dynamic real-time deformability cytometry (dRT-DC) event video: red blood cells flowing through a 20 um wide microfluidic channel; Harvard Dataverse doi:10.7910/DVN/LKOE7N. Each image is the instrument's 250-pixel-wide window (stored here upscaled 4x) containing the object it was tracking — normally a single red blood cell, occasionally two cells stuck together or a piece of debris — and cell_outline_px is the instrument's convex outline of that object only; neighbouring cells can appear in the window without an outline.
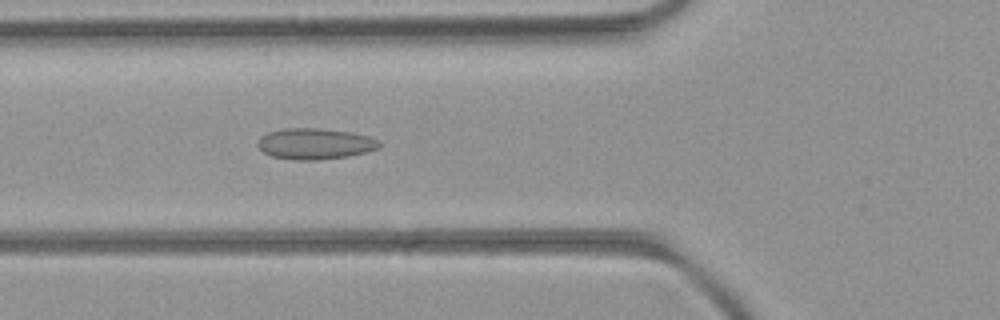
{"species": "common noctule bat (a hibernating species)", "species_latin": "Nyctalus noctula", "temperature_condition": "room temperature", "stored_images_in_passage": 52, "camera_frame_rate_fps": 3000, "um_per_image_px": 0.085, "animal": {"sex": "female", "body_mass_g": 21.9}, "frame": {"image": 1, "passage_image": 19, "time_ms": 6.0, "image_size_px": [1000, 320], "cell_outline_px": [[380, 148], [368, 152], [348, 156], [316, 160], [292, 160], [272, 156], [264, 152], [256, 144], [260, 136], [268, 132], [288, 128], [316, 128], [352, 132], [368, 136], [380, 140]], "centroid_in_image_um": [26.79, 12.22], "position_along_channel_um": 99.0, "area_um2": 22.08}}
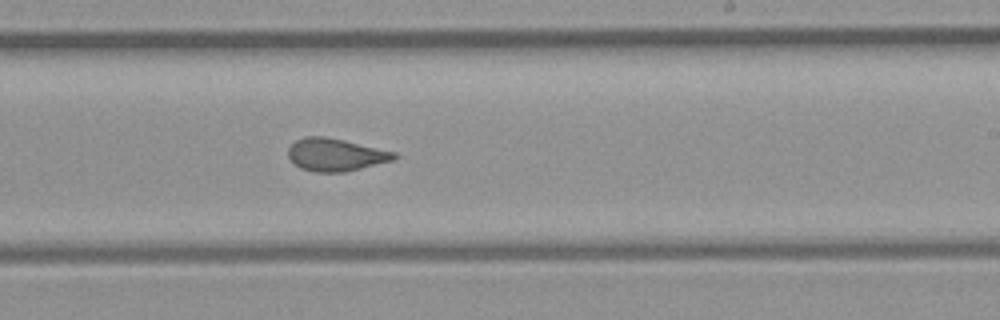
{"frame": {"image": 2, "passage_image": 31, "time_ms": 10.0, "image_size_px": [1000, 320], "cell_outline_px": [[396, 160], [344, 172], [316, 172], [300, 168], [288, 156], [288, 148], [296, 140], [304, 136], [324, 136], [344, 140], [396, 152]], "centroid_in_image_um": [28.54, 13.15], "position_along_channel_um": 260.5, "area_um2": 20.11}}
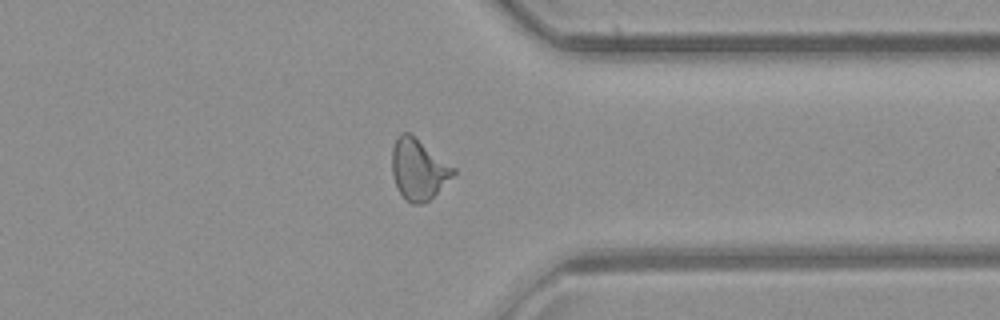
{"frame": {"image": 3, "passage_image": 40, "time_ms": 13.0, "image_size_px": [1000, 320], "cell_outline_px": [[456, 172], [424, 204], [412, 204], [400, 192], [392, 176], [392, 148], [396, 136], [400, 132], [408, 132], [456, 168]], "centroid_in_image_um": [35.54, 14.36], "position_along_channel_um": 375.9, "area_um2": 21.33}, "authors_computed_cell_mechanics": {"area_um2": 21.4438, "velocity_mm_per_s": 4.0262, "shape_relaxation_time_tau1_ms": null, "shape_relaxation_time_tau2_ms": 1.1315, "deformation_change_tau1": null, "deformation_change_tau2": 0.0927}}